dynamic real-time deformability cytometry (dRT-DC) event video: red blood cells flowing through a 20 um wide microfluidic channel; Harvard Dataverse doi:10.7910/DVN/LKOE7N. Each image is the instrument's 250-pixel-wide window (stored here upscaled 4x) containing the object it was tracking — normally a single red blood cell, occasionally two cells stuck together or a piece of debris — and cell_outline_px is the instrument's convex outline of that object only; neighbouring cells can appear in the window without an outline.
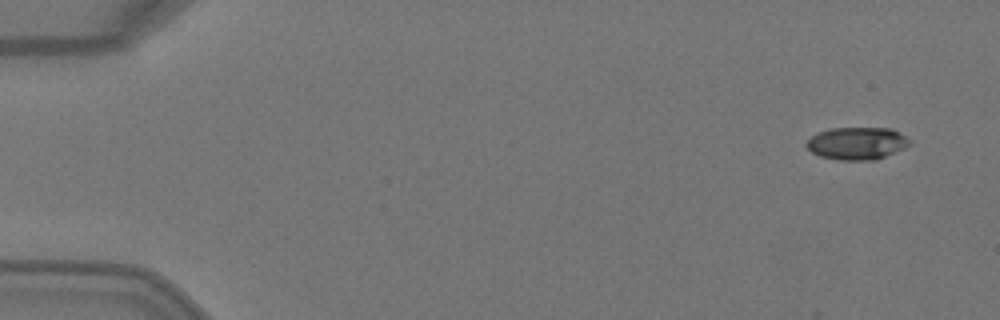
{"species": "Egyptian fruit bat (a non-hibernating species)", "species_latin": "Rousettus aegyptiacus", "temperature_condition": "warm", "stored_images_in_passage": 4, "camera_frame_rate_fps": 3000, "um_per_image_px": 0.085, "animal": {"sex": "female"}, "frame": {"image": 1, "passage_image": 1, "time_ms": 0.0, "image_size_px": [1000, 320], "cell_outline_px": [[912, 144], [904, 148], [876, 160], [840, 160], [820, 156], [812, 152], [804, 144], [816, 132], [828, 128], [892, 128], [900, 132], [912, 140]], "centroid_in_image_um": [72.86, 12.17], "position_along_channel_um": 12.1, "area_um2": 19.77}}
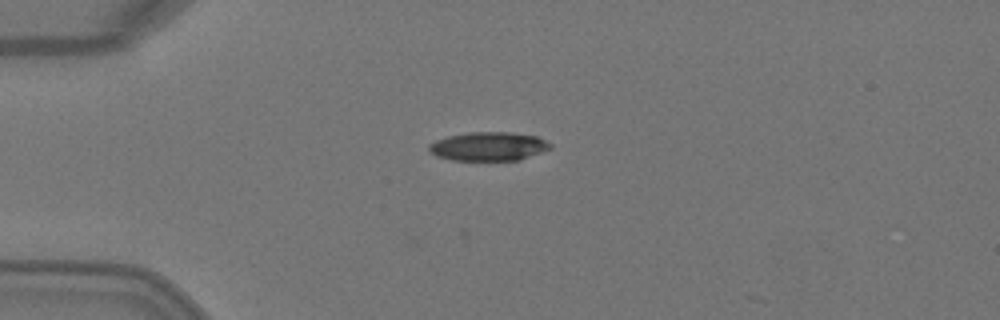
{"frame": {"image": 2, "passage_image": 3, "time_ms": 0.667, "image_size_px": [1000, 320], "cell_outline_px": [[552, 148], [520, 160], [452, 160], [436, 156], [428, 152], [428, 144], [436, 140], [448, 136], [468, 132], [512, 132], [536, 136], [552, 144]], "centroid_in_image_um": [41.51, 12.44], "position_along_channel_um": 43.5, "area_um2": 20.46}}